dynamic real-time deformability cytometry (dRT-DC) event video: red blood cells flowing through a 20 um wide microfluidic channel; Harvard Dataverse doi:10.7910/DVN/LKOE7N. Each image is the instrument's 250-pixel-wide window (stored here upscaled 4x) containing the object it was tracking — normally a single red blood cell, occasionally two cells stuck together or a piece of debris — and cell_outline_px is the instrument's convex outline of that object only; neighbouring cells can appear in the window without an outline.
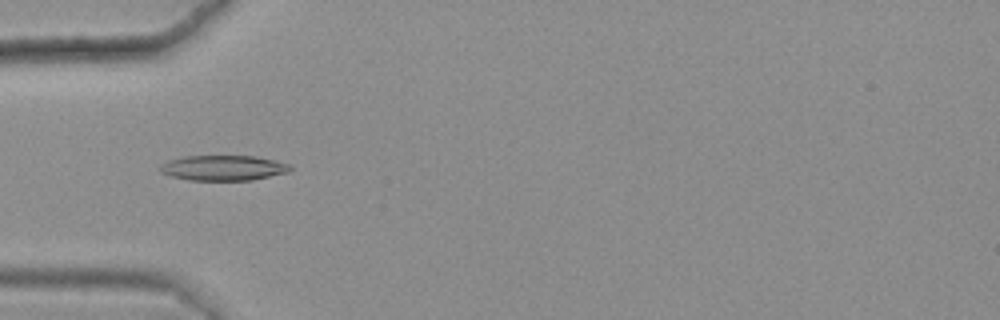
{"species": "common noctule bat (a hibernating species)", "species_latin": "Nyctalus noctula", "temperature_condition": "warm", "stored_images_in_passage": 48, "camera_frame_rate_fps": 3000, "um_per_image_px": 0.085, "animal": {"sex": "female", "body_mass_g": 25.1}, "frame": {"image": 1, "passage_image": 17, "time_ms": 5.333, "image_size_px": [1000, 320], "cell_outline_px": [[292, 168], [288, 172], [252, 180], [188, 180], [172, 176], [160, 172], [160, 164], [168, 160], [184, 156], [256, 156], [276, 160], [292, 164]], "centroid_in_image_um": [19.0, 14.26], "position_along_channel_um": 66.0, "area_um2": 19.25}}
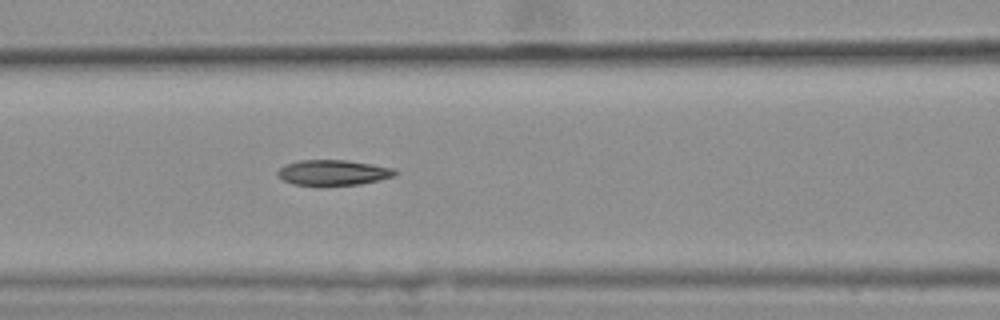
{"frame": {"image": 2, "passage_image": 23, "time_ms": 7.333, "image_size_px": [1000, 320], "cell_outline_px": [[396, 172], [392, 176], [360, 184], [292, 184], [276, 176], [276, 172], [284, 164], [300, 160], [348, 160], [396, 168]], "centroid_in_image_um": [28.27, 14.64], "position_along_channel_um": 138.3, "area_um2": 17.05}}
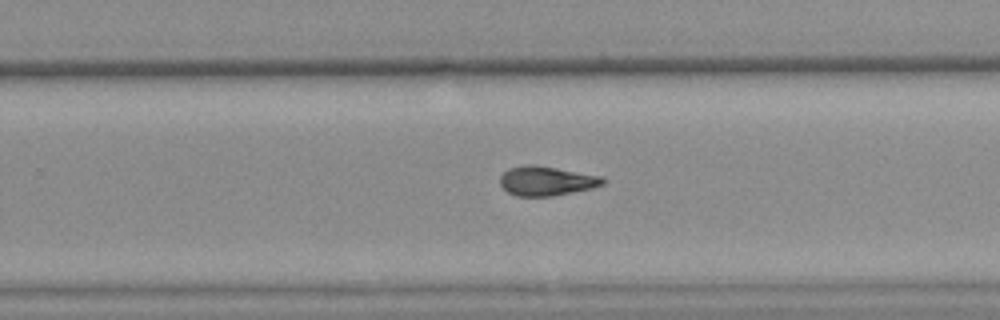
{"frame": {"image": 3, "passage_image": 35, "time_ms": 11.333, "image_size_px": [1000, 320], "cell_outline_px": [[604, 184], [592, 188], [552, 196], [516, 196], [508, 192], [500, 184], [500, 176], [508, 168], [524, 164], [536, 164], [604, 176]], "centroid_in_image_um": [46.45, 15.36], "position_along_channel_um": 283.4, "area_um2": 17.8}, "authors_computed_cell_mechanics": {"area_um2": 17.8313, "velocity_mm_per_s": 3.6326, "shape_relaxation_time_tau1_ms": 8.6782, "shape_relaxation_time_tau2_ms": 5.3004, "deformation_change_tau1": 0.2055, "deformation_change_tau2": 0.1356}}